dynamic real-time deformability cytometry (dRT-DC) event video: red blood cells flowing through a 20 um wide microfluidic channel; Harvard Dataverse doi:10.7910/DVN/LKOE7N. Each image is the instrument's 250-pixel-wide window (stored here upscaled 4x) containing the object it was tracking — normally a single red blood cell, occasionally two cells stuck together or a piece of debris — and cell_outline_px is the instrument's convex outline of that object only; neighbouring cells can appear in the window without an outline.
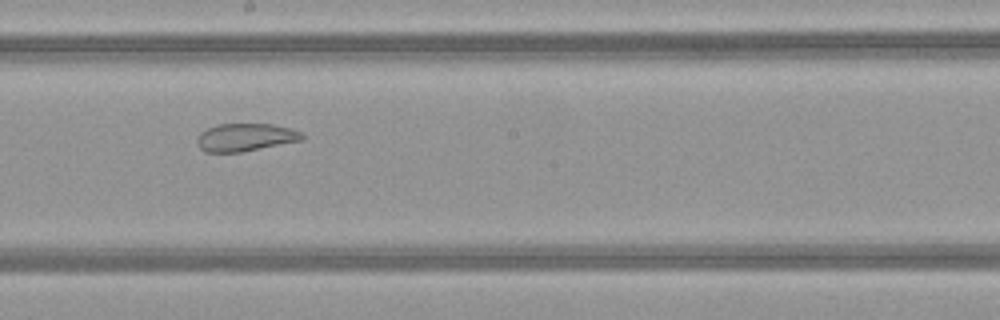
{"species": "common noctule bat (a hibernating species)", "species_latin": "Nyctalus noctula", "temperature_condition": "warm", "stored_images_in_passage": 29, "camera_frame_rate_fps": 3000, "um_per_image_px": 0.085, "animal": {"sex": "female", "body_mass_g": 21.9}, "frame": {"image": 1, "passage_image": 13, "time_ms": 4.0, "image_size_px": [1000, 320], "cell_outline_px": [[304, 140], [240, 152], [204, 152], [196, 144], [196, 140], [200, 132], [208, 128], [220, 124], [272, 124], [292, 128], [300, 132], [304, 136]], "centroid_in_image_um": [20.85, 11.67], "position_along_channel_um": 227.3, "area_um2": 17.05}, "authors_computed_cell_mechanics": {"area_um2": 19.3052, "velocity_mm_per_s": 4.1195, "shape_relaxation_time_tau1_ms": null, "shape_relaxation_time_tau2_ms": 1.5606, "deformation_change_tau1": null, "deformation_change_tau2": 0.0833}}